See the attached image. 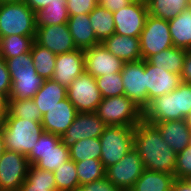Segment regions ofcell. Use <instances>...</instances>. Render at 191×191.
<instances>
[{"instance_id": "cell-11", "label": "cell", "mask_w": 191, "mask_h": 191, "mask_svg": "<svg viewBox=\"0 0 191 191\" xmlns=\"http://www.w3.org/2000/svg\"><path fill=\"white\" fill-rule=\"evenodd\" d=\"M29 166L26 156L5 150L0 156V191H19Z\"/></svg>"}, {"instance_id": "cell-10", "label": "cell", "mask_w": 191, "mask_h": 191, "mask_svg": "<svg viewBox=\"0 0 191 191\" xmlns=\"http://www.w3.org/2000/svg\"><path fill=\"white\" fill-rule=\"evenodd\" d=\"M121 77L124 83V95L144 110L148 106L146 60L124 62Z\"/></svg>"}, {"instance_id": "cell-55", "label": "cell", "mask_w": 191, "mask_h": 191, "mask_svg": "<svg viewBox=\"0 0 191 191\" xmlns=\"http://www.w3.org/2000/svg\"><path fill=\"white\" fill-rule=\"evenodd\" d=\"M186 181L191 185V178H188Z\"/></svg>"}, {"instance_id": "cell-31", "label": "cell", "mask_w": 191, "mask_h": 191, "mask_svg": "<svg viewBox=\"0 0 191 191\" xmlns=\"http://www.w3.org/2000/svg\"><path fill=\"white\" fill-rule=\"evenodd\" d=\"M31 55L36 73L44 80L51 79L55 70L57 55L34 42Z\"/></svg>"}, {"instance_id": "cell-30", "label": "cell", "mask_w": 191, "mask_h": 191, "mask_svg": "<svg viewBox=\"0 0 191 191\" xmlns=\"http://www.w3.org/2000/svg\"><path fill=\"white\" fill-rule=\"evenodd\" d=\"M35 36L11 35L0 38V57L12 58L31 52Z\"/></svg>"}, {"instance_id": "cell-45", "label": "cell", "mask_w": 191, "mask_h": 191, "mask_svg": "<svg viewBox=\"0 0 191 191\" xmlns=\"http://www.w3.org/2000/svg\"><path fill=\"white\" fill-rule=\"evenodd\" d=\"M136 1L141 0H100L98 4L101 5L103 8L109 10L110 12H115Z\"/></svg>"}, {"instance_id": "cell-51", "label": "cell", "mask_w": 191, "mask_h": 191, "mask_svg": "<svg viewBox=\"0 0 191 191\" xmlns=\"http://www.w3.org/2000/svg\"><path fill=\"white\" fill-rule=\"evenodd\" d=\"M187 125L189 126V129L191 130V114L188 115L186 118Z\"/></svg>"}, {"instance_id": "cell-21", "label": "cell", "mask_w": 191, "mask_h": 191, "mask_svg": "<svg viewBox=\"0 0 191 191\" xmlns=\"http://www.w3.org/2000/svg\"><path fill=\"white\" fill-rule=\"evenodd\" d=\"M102 45L121 59L123 62H132L142 59L140 41L138 37L123 36L114 33L102 42Z\"/></svg>"}, {"instance_id": "cell-40", "label": "cell", "mask_w": 191, "mask_h": 191, "mask_svg": "<svg viewBox=\"0 0 191 191\" xmlns=\"http://www.w3.org/2000/svg\"><path fill=\"white\" fill-rule=\"evenodd\" d=\"M175 179L187 180L191 178V147H186L177 153L174 172Z\"/></svg>"}, {"instance_id": "cell-24", "label": "cell", "mask_w": 191, "mask_h": 191, "mask_svg": "<svg viewBox=\"0 0 191 191\" xmlns=\"http://www.w3.org/2000/svg\"><path fill=\"white\" fill-rule=\"evenodd\" d=\"M174 181L172 174L145 169L131 191H171Z\"/></svg>"}, {"instance_id": "cell-33", "label": "cell", "mask_w": 191, "mask_h": 191, "mask_svg": "<svg viewBox=\"0 0 191 191\" xmlns=\"http://www.w3.org/2000/svg\"><path fill=\"white\" fill-rule=\"evenodd\" d=\"M101 151L99 138L82 139L69 148L70 159L74 162L90 159L100 160Z\"/></svg>"}, {"instance_id": "cell-49", "label": "cell", "mask_w": 191, "mask_h": 191, "mask_svg": "<svg viewBox=\"0 0 191 191\" xmlns=\"http://www.w3.org/2000/svg\"><path fill=\"white\" fill-rule=\"evenodd\" d=\"M0 112H7V98L0 93Z\"/></svg>"}, {"instance_id": "cell-56", "label": "cell", "mask_w": 191, "mask_h": 191, "mask_svg": "<svg viewBox=\"0 0 191 191\" xmlns=\"http://www.w3.org/2000/svg\"><path fill=\"white\" fill-rule=\"evenodd\" d=\"M189 146L191 147V134H190V143H189Z\"/></svg>"}, {"instance_id": "cell-52", "label": "cell", "mask_w": 191, "mask_h": 191, "mask_svg": "<svg viewBox=\"0 0 191 191\" xmlns=\"http://www.w3.org/2000/svg\"><path fill=\"white\" fill-rule=\"evenodd\" d=\"M6 112H0V132H1V127H2V123H3V117L5 115Z\"/></svg>"}, {"instance_id": "cell-19", "label": "cell", "mask_w": 191, "mask_h": 191, "mask_svg": "<svg viewBox=\"0 0 191 191\" xmlns=\"http://www.w3.org/2000/svg\"><path fill=\"white\" fill-rule=\"evenodd\" d=\"M184 119L178 112L176 89L168 94L154 98L143 110L146 122H162Z\"/></svg>"}, {"instance_id": "cell-41", "label": "cell", "mask_w": 191, "mask_h": 191, "mask_svg": "<svg viewBox=\"0 0 191 191\" xmlns=\"http://www.w3.org/2000/svg\"><path fill=\"white\" fill-rule=\"evenodd\" d=\"M178 112L185 119L191 114V84L181 83L176 88Z\"/></svg>"}, {"instance_id": "cell-39", "label": "cell", "mask_w": 191, "mask_h": 191, "mask_svg": "<svg viewBox=\"0 0 191 191\" xmlns=\"http://www.w3.org/2000/svg\"><path fill=\"white\" fill-rule=\"evenodd\" d=\"M95 80L102 98L124 95V83L122 81L121 72L99 76L95 78Z\"/></svg>"}, {"instance_id": "cell-27", "label": "cell", "mask_w": 191, "mask_h": 191, "mask_svg": "<svg viewBox=\"0 0 191 191\" xmlns=\"http://www.w3.org/2000/svg\"><path fill=\"white\" fill-rule=\"evenodd\" d=\"M19 191H57L54 173L30 165Z\"/></svg>"}, {"instance_id": "cell-22", "label": "cell", "mask_w": 191, "mask_h": 191, "mask_svg": "<svg viewBox=\"0 0 191 191\" xmlns=\"http://www.w3.org/2000/svg\"><path fill=\"white\" fill-rule=\"evenodd\" d=\"M67 24L77 49L85 50L100 44L93 32L89 14L69 16Z\"/></svg>"}, {"instance_id": "cell-53", "label": "cell", "mask_w": 191, "mask_h": 191, "mask_svg": "<svg viewBox=\"0 0 191 191\" xmlns=\"http://www.w3.org/2000/svg\"><path fill=\"white\" fill-rule=\"evenodd\" d=\"M14 1H22V0H1V2H14Z\"/></svg>"}, {"instance_id": "cell-9", "label": "cell", "mask_w": 191, "mask_h": 191, "mask_svg": "<svg viewBox=\"0 0 191 191\" xmlns=\"http://www.w3.org/2000/svg\"><path fill=\"white\" fill-rule=\"evenodd\" d=\"M144 170L143 160L133 148L118 163L106 168L105 177L120 191H131Z\"/></svg>"}, {"instance_id": "cell-4", "label": "cell", "mask_w": 191, "mask_h": 191, "mask_svg": "<svg viewBox=\"0 0 191 191\" xmlns=\"http://www.w3.org/2000/svg\"><path fill=\"white\" fill-rule=\"evenodd\" d=\"M95 113L106 126L135 127L143 120V110L125 95L102 98Z\"/></svg>"}, {"instance_id": "cell-6", "label": "cell", "mask_w": 191, "mask_h": 191, "mask_svg": "<svg viewBox=\"0 0 191 191\" xmlns=\"http://www.w3.org/2000/svg\"><path fill=\"white\" fill-rule=\"evenodd\" d=\"M99 140L102 147L100 161L106 169L134 148V127L106 126Z\"/></svg>"}, {"instance_id": "cell-50", "label": "cell", "mask_w": 191, "mask_h": 191, "mask_svg": "<svg viewBox=\"0 0 191 191\" xmlns=\"http://www.w3.org/2000/svg\"><path fill=\"white\" fill-rule=\"evenodd\" d=\"M5 145H4V140L2 133L0 132V156L5 152Z\"/></svg>"}, {"instance_id": "cell-32", "label": "cell", "mask_w": 191, "mask_h": 191, "mask_svg": "<svg viewBox=\"0 0 191 191\" xmlns=\"http://www.w3.org/2000/svg\"><path fill=\"white\" fill-rule=\"evenodd\" d=\"M66 5L62 2H54L41 10H37L35 12V25L47 26L67 23L69 14Z\"/></svg>"}, {"instance_id": "cell-3", "label": "cell", "mask_w": 191, "mask_h": 191, "mask_svg": "<svg viewBox=\"0 0 191 191\" xmlns=\"http://www.w3.org/2000/svg\"><path fill=\"white\" fill-rule=\"evenodd\" d=\"M11 35L36 36L35 12L23 1L0 5V38Z\"/></svg>"}, {"instance_id": "cell-25", "label": "cell", "mask_w": 191, "mask_h": 191, "mask_svg": "<svg viewBox=\"0 0 191 191\" xmlns=\"http://www.w3.org/2000/svg\"><path fill=\"white\" fill-rule=\"evenodd\" d=\"M171 39L175 47L191 49V9L181 12L168 20Z\"/></svg>"}, {"instance_id": "cell-48", "label": "cell", "mask_w": 191, "mask_h": 191, "mask_svg": "<svg viewBox=\"0 0 191 191\" xmlns=\"http://www.w3.org/2000/svg\"><path fill=\"white\" fill-rule=\"evenodd\" d=\"M171 191H191V185L186 180L175 179Z\"/></svg>"}, {"instance_id": "cell-29", "label": "cell", "mask_w": 191, "mask_h": 191, "mask_svg": "<svg viewBox=\"0 0 191 191\" xmlns=\"http://www.w3.org/2000/svg\"><path fill=\"white\" fill-rule=\"evenodd\" d=\"M148 14L170 20L176 18L181 12L188 9L189 0H145Z\"/></svg>"}, {"instance_id": "cell-15", "label": "cell", "mask_w": 191, "mask_h": 191, "mask_svg": "<svg viewBox=\"0 0 191 191\" xmlns=\"http://www.w3.org/2000/svg\"><path fill=\"white\" fill-rule=\"evenodd\" d=\"M85 72L94 78L103 75L120 73L124 62L112 55L102 43L84 50Z\"/></svg>"}, {"instance_id": "cell-37", "label": "cell", "mask_w": 191, "mask_h": 191, "mask_svg": "<svg viewBox=\"0 0 191 191\" xmlns=\"http://www.w3.org/2000/svg\"><path fill=\"white\" fill-rule=\"evenodd\" d=\"M44 81L42 77L11 79L12 88L8 99H32Z\"/></svg>"}, {"instance_id": "cell-23", "label": "cell", "mask_w": 191, "mask_h": 191, "mask_svg": "<svg viewBox=\"0 0 191 191\" xmlns=\"http://www.w3.org/2000/svg\"><path fill=\"white\" fill-rule=\"evenodd\" d=\"M67 98V88L52 79L45 80L32 98L42 115L60 101Z\"/></svg>"}, {"instance_id": "cell-44", "label": "cell", "mask_w": 191, "mask_h": 191, "mask_svg": "<svg viewBox=\"0 0 191 191\" xmlns=\"http://www.w3.org/2000/svg\"><path fill=\"white\" fill-rule=\"evenodd\" d=\"M11 88L12 82L10 78V73L7 69L5 60L0 57V93H2L8 99Z\"/></svg>"}, {"instance_id": "cell-17", "label": "cell", "mask_w": 191, "mask_h": 191, "mask_svg": "<svg viewBox=\"0 0 191 191\" xmlns=\"http://www.w3.org/2000/svg\"><path fill=\"white\" fill-rule=\"evenodd\" d=\"M78 111L68 98L49 109L42 117L41 124L45 132L62 136L73 123Z\"/></svg>"}, {"instance_id": "cell-8", "label": "cell", "mask_w": 191, "mask_h": 191, "mask_svg": "<svg viewBox=\"0 0 191 191\" xmlns=\"http://www.w3.org/2000/svg\"><path fill=\"white\" fill-rule=\"evenodd\" d=\"M67 98L78 113L95 112L102 101L95 78L85 71L67 87Z\"/></svg>"}, {"instance_id": "cell-54", "label": "cell", "mask_w": 191, "mask_h": 191, "mask_svg": "<svg viewBox=\"0 0 191 191\" xmlns=\"http://www.w3.org/2000/svg\"><path fill=\"white\" fill-rule=\"evenodd\" d=\"M188 9H191V0L188 2Z\"/></svg>"}, {"instance_id": "cell-7", "label": "cell", "mask_w": 191, "mask_h": 191, "mask_svg": "<svg viewBox=\"0 0 191 191\" xmlns=\"http://www.w3.org/2000/svg\"><path fill=\"white\" fill-rule=\"evenodd\" d=\"M139 41L142 59L144 60L174 46L171 39L168 20L148 14Z\"/></svg>"}, {"instance_id": "cell-35", "label": "cell", "mask_w": 191, "mask_h": 191, "mask_svg": "<svg viewBox=\"0 0 191 191\" xmlns=\"http://www.w3.org/2000/svg\"><path fill=\"white\" fill-rule=\"evenodd\" d=\"M7 112L28 121H41L43 117L33 99H7Z\"/></svg>"}, {"instance_id": "cell-43", "label": "cell", "mask_w": 191, "mask_h": 191, "mask_svg": "<svg viewBox=\"0 0 191 191\" xmlns=\"http://www.w3.org/2000/svg\"><path fill=\"white\" fill-rule=\"evenodd\" d=\"M77 191H120L111 181L106 177L81 185Z\"/></svg>"}, {"instance_id": "cell-47", "label": "cell", "mask_w": 191, "mask_h": 191, "mask_svg": "<svg viewBox=\"0 0 191 191\" xmlns=\"http://www.w3.org/2000/svg\"><path fill=\"white\" fill-rule=\"evenodd\" d=\"M31 10L36 12L45 8L50 3L62 2V4H67V0H22Z\"/></svg>"}, {"instance_id": "cell-28", "label": "cell", "mask_w": 191, "mask_h": 191, "mask_svg": "<svg viewBox=\"0 0 191 191\" xmlns=\"http://www.w3.org/2000/svg\"><path fill=\"white\" fill-rule=\"evenodd\" d=\"M91 26L97 40L102 43L115 33L113 12L97 4L89 14Z\"/></svg>"}, {"instance_id": "cell-36", "label": "cell", "mask_w": 191, "mask_h": 191, "mask_svg": "<svg viewBox=\"0 0 191 191\" xmlns=\"http://www.w3.org/2000/svg\"><path fill=\"white\" fill-rule=\"evenodd\" d=\"M57 191H77L80 187L76 164L73 160H68L54 172Z\"/></svg>"}, {"instance_id": "cell-14", "label": "cell", "mask_w": 191, "mask_h": 191, "mask_svg": "<svg viewBox=\"0 0 191 191\" xmlns=\"http://www.w3.org/2000/svg\"><path fill=\"white\" fill-rule=\"evenodd\" d=\"M35 42L56 55L77 49L67 23L36 26Z\"/></svg>"}, {"instance_id": "cell-46", "label": "cell", "mask_w": 191, "mask_h": 191, "mask_svg": "<svg viewBox=\"0 0 191 191\" xmlns=\"http://www.w3.org/2000/svg\"><path fill=\"white\" fill-rule=\"evenodd\" d=\"M180 78L181 83L191 84V49L186 50V56Z\"/></svg>"}, {"instance_id": "cell-34", "label": "cell", "mask_w": 191, "mask_h": 191, "mask_svg": "<svg viewBox=\"0 0 191 191\" xmlns=\"http://www.w3.org/2000/svg\"><path fill=\"white\" fill-rule=\"evenodd\" d=\"M11 79L26 77H41L36 73L33 58L30 52L12 58H3Z\"/></svg>"}, {"instance_id": "cell-16", "label": "cell", "mask_w": 191, "mask_h": 191, "mask_svg": "<svg viewBox=\"0 0 191 191\" xmlns=\"http://www.w3.org/2000/svg\"><path fill=\"white\" fill-rule=\"evenodd\" d=\"M85 71L84 50L76 49L69 53L58 54L52 80L66 88Z\"/></svg>"}, {"instance_id": "cell-26", "label": "cell", "mask_w": 191, "mask_h": 191, "mask_svg": "<svg viewBox=\"0 0 191 191\" xmlns=\"http://www.w3.org/2000/svg\"><path fill=\"white\" fill-rule=\"evenodd\" d=\"M185 56L186 49L172 46L150 56L147 61L155 67L181 75Z\"/></svg>"}, {"instance_id": "cell-2", "label": "cell", "mask_w": 191, "mask_h": 191, "mask_svg": "<svg viewBox=\"0 0 191 191\" xmlns=\"http://www.w3.org/2000/svg\"><path fill=\"white\" fill-rule=\"evenodd\" d=\"M43 132L41 121L23 120L11 116L8 112L3 117L1 133L6 150L27 157Z\"/></svg>"}, {"instance_id": "cell-18", "label": "cell", "mask_w": 191, "mask_h": 191, "mask_svg": "<svg viewBox=\"0 0 191 191\" xmlns=\"http://www.w3.org/2000/svg\"><path fill=\"white\" fill-rule=\"evenodd\" d=\"M180 84V75L155 67L146 60V91L148 93V104L154 98L174 91Z\"/></svg>"}, {"instance_id": "cell-38", "label": "cell", "mask_w": 191, "mask_h": 191, "mask_svg": "<svg viewBox=\"0 0 191 191\" xmlns=\"http://www.w3.org/2000/svg\"><path fill=\"white\" fill-rule=\"evenodd\" d=\"M75 164L80 186L105 177L106 169L100 160L90 159Z\"/></svg>"}, {"instance_id": "cell-20", "label": "cell", "mask_w": 191, "mask_h": 191, "mask_svg": "<svg viewBox=\"0 0 191 191\" xmlns=\"http://www.w3.org/2000/svg\"><path fill=\"white\" fill-rule=\"evenodd\" d=\"M148 123L153 124L159 130L163 140L176 154L189 146L191 130L186 119Z\"/></svg>"}, {"instance_id": "cell-1", "label": "cell", "mask_w": 191, "mask_h": 191, "mask_svg": "<svg viewBox=\"0 0 191 191\" xmlns=\"http://www.w3.org/2000/svg\"><path fill=\"white\" fill-rule=\"evenodd\" d=\"M134 149L145 169L174 175L177 154L153 124L142 120L134 127Z\"/></svg>"}, {"instance_id": "cell-5", "label": "cell", "mask_w": 191, "mask_h": 191, "mask_svg": "<svg viewBox=\"0 0 191 191\" xmlns=\"http://www.w3.org/2000/svg\"><path fill=\"white\" fill-rule=\"evenodd\" d=\"M27 159L30 165L54 172L70 160L69 148L61 142L60 136L44 131Z\"/></svg>"}, {"instance_id": "cell-13", "label": "cell", "mask_w": 191, "mask_h": 191, "mask_svg": "<svg viewBox=\"0 0 191 191\" xmlns=\"http://www.w3.org/2000/svg\"><path fill=\"white\" fill-rule=\"evenodd\" d=\"M105 127L106 124L95 112L78 113L60 140L66 147L70 148L82 139L100 138Z\"/></svg>"}, {"instance_id": "cell-42", "label": "cell", "mask_w": 191, "mask_h": 191, "mask_svg": "<svg viewBox=\"0 0 191 191\" xmlns=\"http://www.w3.org/2000/svg\"><path fill=\"white\" fill-rule=\"evenodd\" d=\"M98 4L96 0H67L69 16L78 14H90Z\"/></svg>"}, {"instance_id": "cell-12", "label": "cell", "mask_w": 191, "mask_h": 191, "mask_svg": "<svg viewBox=\"0 0 191 191\" xmlns=\"http://www.w3.org/2000/svg\"><path fill=\"white\" fill-rule=\"evenodd\" d=\"M147 16L148 9L145 0L128 4L113 12L115 33L139 38Z\"/></svg>"}]
</instances>
